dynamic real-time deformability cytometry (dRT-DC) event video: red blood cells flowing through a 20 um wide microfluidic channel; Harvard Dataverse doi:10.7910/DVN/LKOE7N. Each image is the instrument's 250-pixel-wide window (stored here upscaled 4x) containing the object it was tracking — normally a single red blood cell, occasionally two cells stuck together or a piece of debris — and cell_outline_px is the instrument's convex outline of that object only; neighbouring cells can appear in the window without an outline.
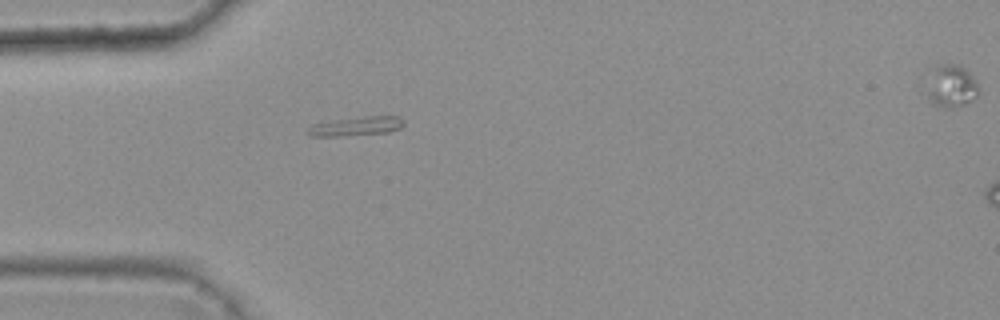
{"species": "common noctule bat (a hibernating species)", "species_latin": "Nyctalus noctula", "temperature_condition": "warm", "stored_images_in_passage": 2, "segment_of_instrument_passage": [1, 2], "camera_frame_rate_fps": 3000, "um_per_image_px": 0.085, "animal": {"sex": "female", "body_mass_g": 25.1}, "frame": {"image": 1, "passage_image": 1, "time_ms": 0.0, "image_size_px": [1000, 320], "cell_outline_px": [[404, 124], [400, 128], [388, 132], [340, 136], [312, 136], [308, 132], [308, 128], [312, 124], [336, 120], [364, 116], [400, 116], [404, 120]], "centroid_in_image_um": [30.32, 10.72], "position_along_channel_um": 54.7, "area_um2": 10.52}}